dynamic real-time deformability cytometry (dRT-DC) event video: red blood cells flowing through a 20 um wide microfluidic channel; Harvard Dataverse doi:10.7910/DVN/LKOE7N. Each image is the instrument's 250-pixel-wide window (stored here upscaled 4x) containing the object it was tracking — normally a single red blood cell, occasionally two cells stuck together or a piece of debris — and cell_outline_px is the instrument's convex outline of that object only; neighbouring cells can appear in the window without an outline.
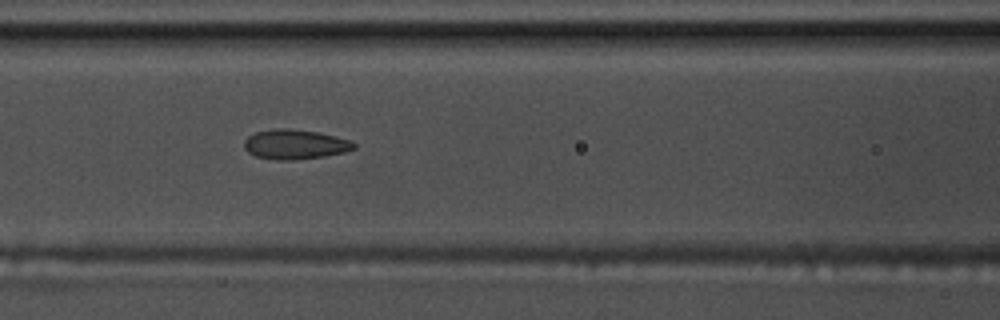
{"species": "common noctule bat (a hibernating species)", "species_latin": "Nyctalus noctula", "temperature_condition": "warm", "stored_images_in_passage": 47, "camera_frame_rate_fps": 3000, "um_per_image_px": 0.085, "animal": {"sex": "male", "body_mass_g": 17.5, "forearm_length_mm": 52.3}, "frame": {"image": 1, "passage_image": 15, "time_ms": 4.667, "image_size_px": [1000, 320], "cell_outline_px": [[356, 148], [344, 152], [324, 156], [292, 160], [276, 160], [256, 156], [248, 152], [244, 148], [244, 140], [248, 136], [256, 132], [276, 128], [288, 128], [316, 132], [336, 136], [352, 140], [356, 144]], "centroid_in_image_um": [25.08, 12.27], "position_along_channel_um": 141.5, "area_um2": 19.02}}
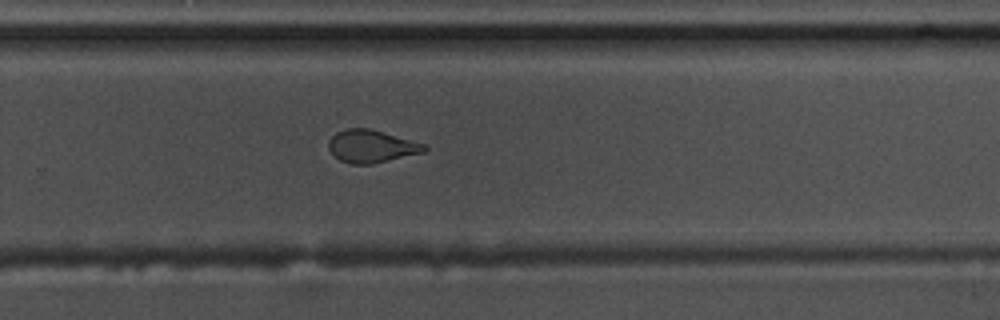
{"frame": {"image": 2, "passage_image": 28, "time_ms": 9.0, "image_size_px": [1000, 320], "cell_outline_px": [[428, 148], [424, 152], [372, 164], [352, 164], [340, 160], [328, 148], [328, 140], [336, 132], [348, 128], [368, 128], [384, 132], [424, 144]], "centroid_in_image_um": [31.55, 12.43], "position_along_channel_um": 298.2, "area_um2": 18.03}}
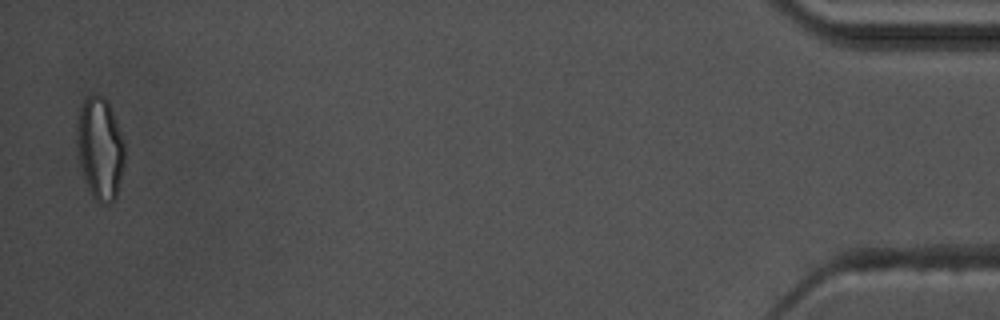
{"frame": {"image": 3, "passage_image": 46, "time_ms": 15.0, "image_size_px": [1000, 320], "cell_outline_px": [[124, 164], [116, 196], [108, 204], [100, 204], [92, 196], [88, 188], [80, 164], [76, 140], [76, 124], [80, 108], [84, 96], [92, 92], [104, 96], [108, 100], [124, 140]], "centroid_in_image_um": [8.49, 12.54], "position_along_channel_um": 426.7, "area_um2": 28.84}, "authors_computed_cell_mechanics": {"area_um2": 19.0162, "velocity_mm_per_s": 3.6304, "shape_relaxation_time_tau1_ms": 5.455, "shape_relaxation_time_tau2_ms": 1.4323, "deformation_change_tau1": 0.1811, "deformation_change_tau2": 0.0793}}